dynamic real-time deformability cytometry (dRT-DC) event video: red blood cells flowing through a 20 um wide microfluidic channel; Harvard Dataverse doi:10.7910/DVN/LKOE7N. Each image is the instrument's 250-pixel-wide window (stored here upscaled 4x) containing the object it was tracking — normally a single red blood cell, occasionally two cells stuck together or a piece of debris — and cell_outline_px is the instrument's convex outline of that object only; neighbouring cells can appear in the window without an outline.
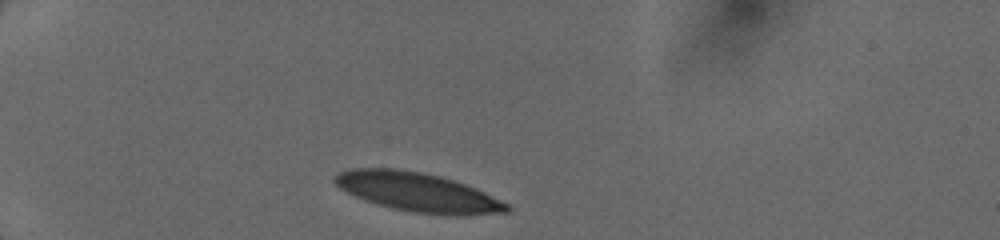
{"species": "human", "species_latin": "Homo sapiens", "temperature_condition": "cold", "stored_images_in_passage": 3, "camera_frame_rate_fps": 3000, "um_per_image_px": 0.085, "donor": {"sex": "female"}, "frame": {"image": 1, "passage_image": 1, "time_ms": 0.0, "image_size_px": [1000, 240], "cell_outline_px": [[512, 208], [508, 212], [464, 216], [452, 216], [416, 212], [392, 208], [376, 204], [364, 200], [340, 188], [332, 180], [332, 176], [348, 168], [400, 168], [424, 172], [440, 176], [476, 188], [508, 204]], "centroid_in_image_um": [35.5, 16.33], "position_along_channel_um": 49.5, "area_um2": 39.3}}
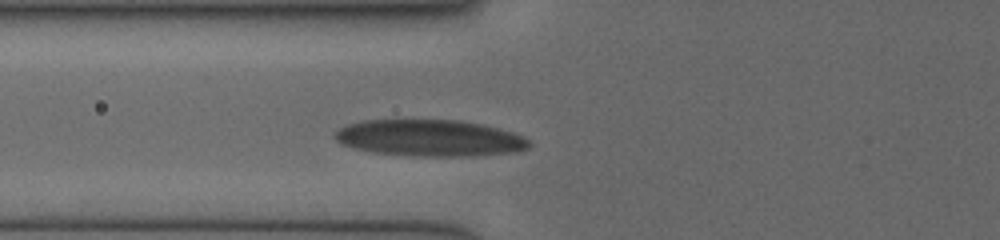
{"frame": {"image": 2, "passage_image": 3, "time_ms": 2.0, "image_size_px": [1000, 240], "cell_outline_px": [[532, 144], [528, 148], [520, 152], [476, 156], [412, 156], [372, 152], [352, 148], [340, 144], [332, 136], [340, 128], [348, 124], [364, 120], [460, 120], [484, 124], [512, 132], [524, 136]], "centroid_in_image_um": [36.56, 11.74], "position_along_channel_um": 89.2, "area_um2": 41.91}}